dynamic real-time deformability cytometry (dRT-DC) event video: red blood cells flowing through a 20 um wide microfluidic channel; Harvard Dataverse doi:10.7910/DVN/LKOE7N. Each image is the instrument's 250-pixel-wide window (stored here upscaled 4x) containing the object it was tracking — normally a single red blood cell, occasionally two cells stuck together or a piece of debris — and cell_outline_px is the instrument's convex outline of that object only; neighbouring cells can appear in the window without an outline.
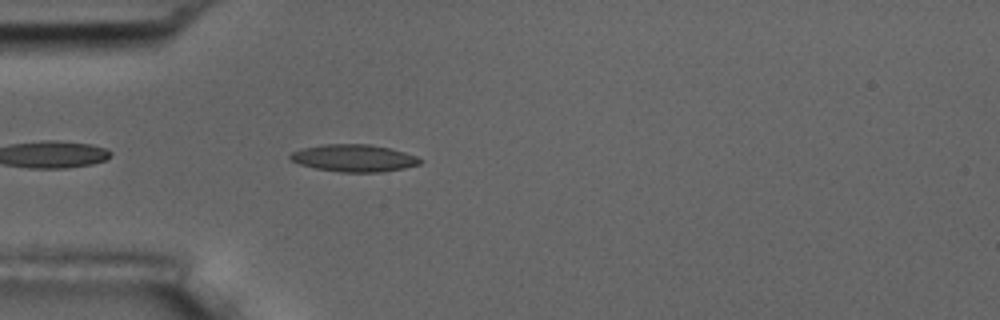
{"species": "common noctule bat (a hibernating species)", "species_latin": "Nyctalus noctula", "temperature_condition": "room temperature", "stored_images_in_passage": 5, "camera_frame_rate_fps": 3000, "um_per_image_px": 0.085, "animal": {"sex": "male", "body_mass_g": 17.5, "forearm_length_mm": 52.3}, "frame": {"image": 1, "passage_image": 5, "time_ms": 4.667, "image_size_px": [1000, 320], "cell_outline_px": [[424, 160], [420, 164], [404, 168], [380, 172], [340, 172], [316, 168], [300, 164], [292, 160], [288, 156], [292, 152], [304, 148], [324, 144], [368, 144], [388, 148], [404, 152], [416, 156]], "centroid_in_image_um": [30.1, 13.44], "position_along_channel_um": 54.9, "area_um2": 20.4}}